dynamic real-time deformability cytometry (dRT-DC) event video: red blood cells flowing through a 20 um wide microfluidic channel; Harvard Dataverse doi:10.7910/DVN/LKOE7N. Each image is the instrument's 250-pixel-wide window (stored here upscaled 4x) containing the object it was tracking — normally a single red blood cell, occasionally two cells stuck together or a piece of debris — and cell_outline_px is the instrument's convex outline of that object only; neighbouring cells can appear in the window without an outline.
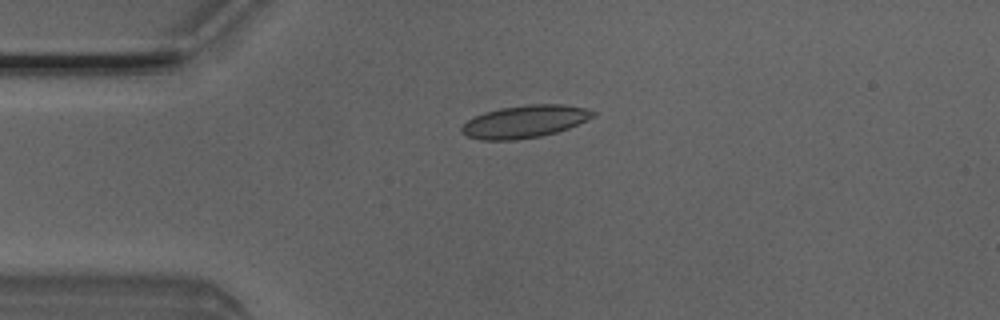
{"species": "Egyptian fruit bat (a non-hibernating species)", "species_latin": "Rousettus aegyptiacus", "temperature_condition": "room temperature", "stored_images_in_passage": 4, "camera_frame_rate_fps": 3000, "um_per_image_px": 0.085, "animal": {"sex": "male"}, "frame": {"image": 1, "passage_image": 2, "time_ms": 0.333, "image_size_px": [1000, 320], "cell_outline_px": [[596, 116], [568, 128], [556, 132], [540, 136], [516, 140], [484, 140], [468, 136], [460, 132], [460, 128], [468, 120], [484, 112], [500, 108], [528, 104], [564, 104], [584, 108], [596, 112]], "centroid_in_image_um": [44.61, 10.33], "position_along_channel_um": 40.4, "area_um2": 24.8}}